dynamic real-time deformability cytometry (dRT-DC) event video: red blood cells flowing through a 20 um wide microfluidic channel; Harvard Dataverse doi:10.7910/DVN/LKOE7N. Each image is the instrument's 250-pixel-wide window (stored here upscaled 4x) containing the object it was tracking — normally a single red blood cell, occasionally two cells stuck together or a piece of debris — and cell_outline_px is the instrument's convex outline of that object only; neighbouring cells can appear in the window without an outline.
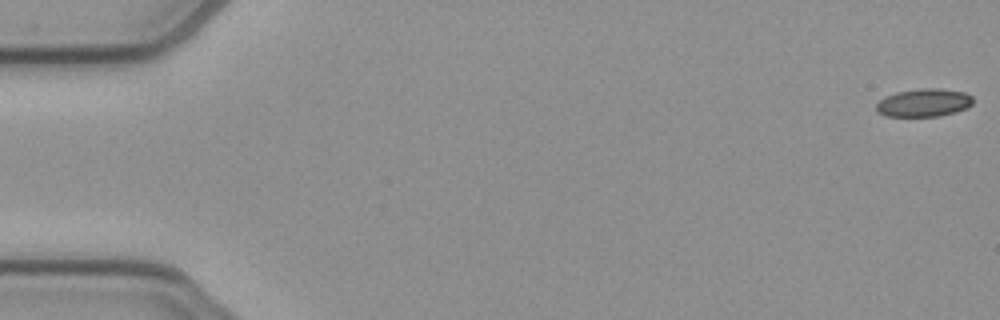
{"species": "common noctule bat (a hibernating species)", "species_latin": "Nyctalus noctula", "temperature_condition": "cold", "stored_images_in_passage": 51, "camera_frame_rate_fps": 3000, "um_per_image_px": 0.085, "animal": {"sex": "female", "body_mass_g": 21.9}, "frame": {"image": 1, "passage_image": 1, "time_ms": 0.0, "image_size_px": [1000, 320], "cell_outline_px": [[972, 104], [968, 108], [956, 112], [940, 116], [884, 116], [876, 112], [876, 104], [884, 96], [896, 92], [920, 88], [940, 88], [964, 92], [972, 96]], "centroid_in_image_um": [78.51, 8.73], "position_along_channel_um": 6.5, "area_um2": 16.01}}
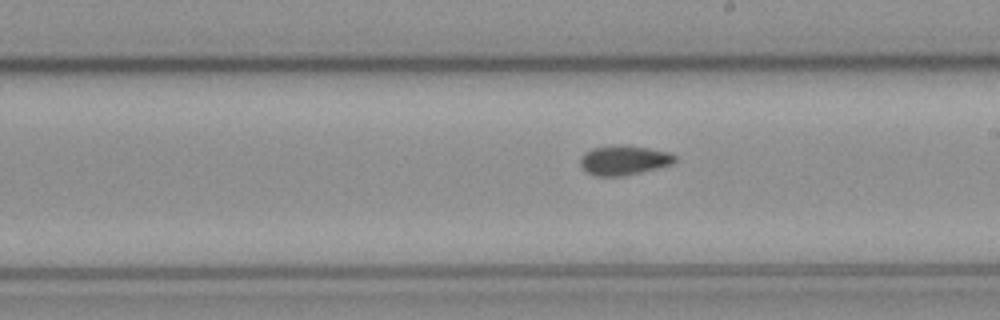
{"frame": {"image": 2, "passage_image": 30, "time_ms": 9.667, "image_size_px": [1000, 320], "cell_outline_px": [[676, 160], [672, 164], [640, 172], [620, 176], [596, 176], [584, 172], [580, 164], [580, 156], [584, 152], [592, 148], [648, 148], [668, 152], [676, 156]], "centroid_in_image_um": [52.99, 13.67], "position_along_channel_um": 236.0, "area_um2": 15.55}}
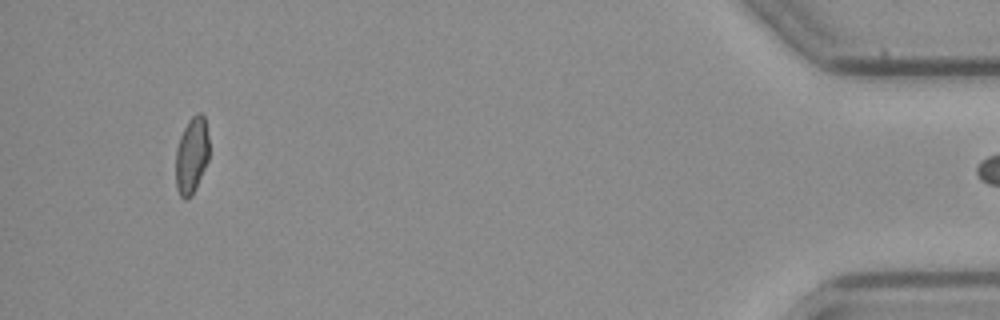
{"frame": {"image": 3, "passage_image": 50, "time_ms": 16.333, "image_size_px": [1000, 320], "cell_outline_px": [[208, 160], [196, 188], [192, 196], [188, 200], [184, 200], [180, 196], [176, 188], [176, 148], [180, 136], [188, 120], [196, 112], [200, 112], [204, 116], [208, 136]], "centroid_in_image_um": [16.28, 13.23], "position_along_channel_um": 418.9, "area_um2": 15.03}}